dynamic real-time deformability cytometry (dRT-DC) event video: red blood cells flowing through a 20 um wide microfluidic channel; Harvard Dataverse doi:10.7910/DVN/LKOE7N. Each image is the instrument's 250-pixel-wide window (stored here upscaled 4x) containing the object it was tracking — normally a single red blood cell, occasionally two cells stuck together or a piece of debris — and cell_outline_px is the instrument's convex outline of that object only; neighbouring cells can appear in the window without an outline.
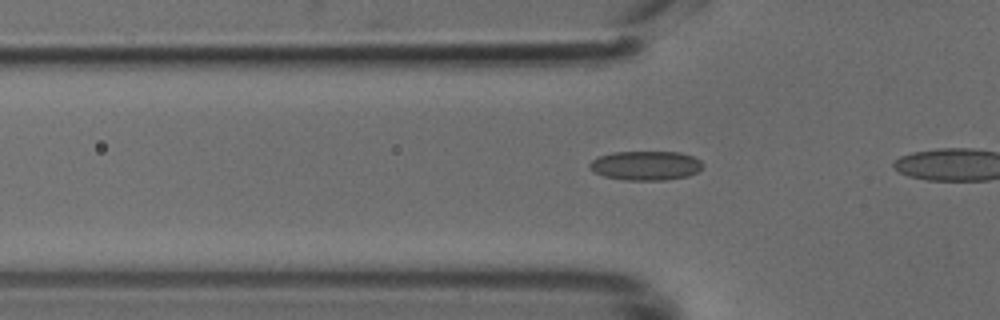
{"species": "common noctule bat (a hibernating species)", "species_latin": "Nyctalus noctula", "temperature_condition": "cold", "stored_images_in_passage": 18, "camera_frame_rate_fps": 3000, "um_per_image_px": 0.085, "animal": {"sex": "male", "body_mass_g": 18.8}, "frame": {"image": 1, "passage_image": 13, "time_ms": 4.0, "image_size_px": [1000, 320], "cell_outline_px": [[704, 168], [688, 176], [664, 180], [624, 180], [604, 176], [592, 172], [588, 168], [588, 164], [592, 160], [600, 156], [612, 152], [680, 152], [692, 156], [700, 160], [704, 164]], "centroid_in_image_um": [54.88, 14.07], "position_along_channel_um": 70.9, "area_um2": 19.48}}